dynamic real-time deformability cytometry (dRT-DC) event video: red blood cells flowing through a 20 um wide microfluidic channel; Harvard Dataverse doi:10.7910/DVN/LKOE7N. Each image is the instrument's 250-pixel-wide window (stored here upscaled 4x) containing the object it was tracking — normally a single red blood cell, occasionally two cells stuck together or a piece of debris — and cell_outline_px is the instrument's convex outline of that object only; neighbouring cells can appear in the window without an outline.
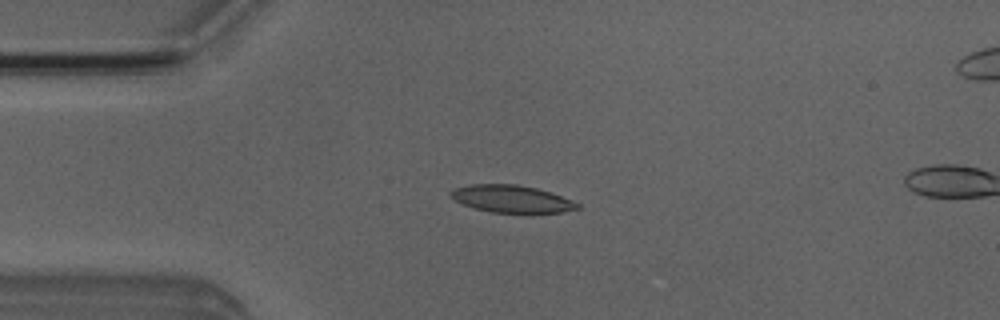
{"species": "Egyptian fruit bat (a non-hibernating species)", "species_latin": "Rousettus aegyptiacus", "temperature_condition": "room temperature", "stored_images_in_passage": 4, "camera_frame_rate_fps": 3000, "um_per_image_px": 0.085, "animal": {"sex": "male"}, "frame": {"image": 1, "passage_image": 1, "time_ms": 0.0, "image_size_px": [1000, 320], "cell_outline_px": [[580, 208], [564, 212], [528, 216], [492, 212], [476, 208], [464, 204], [448, 196], [448, 192], [456, 188], [468, 184], [516, 184], [536, 188], [572, 200], [580, 204]], "centroid_in_image_um": [43.53, 16.95], "position_along_channel_um": 41.5, "area_um2": 20.92}}